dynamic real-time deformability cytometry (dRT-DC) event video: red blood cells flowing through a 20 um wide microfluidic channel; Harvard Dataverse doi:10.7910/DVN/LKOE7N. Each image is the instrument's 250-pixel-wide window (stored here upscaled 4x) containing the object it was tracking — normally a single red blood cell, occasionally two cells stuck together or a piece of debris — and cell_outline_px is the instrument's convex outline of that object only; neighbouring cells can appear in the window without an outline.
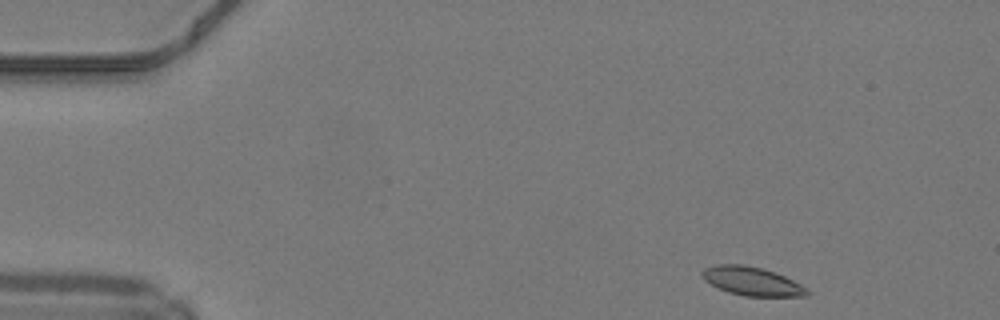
{"species": "common noctule bat (a hibernating species)", "species_latin": "Nyctalus noctula", "temperature_condition": "warm", "stored_images_in_passage": 44, "camera_frame_rate_fps": 3000, "um_per_image_px": 0.085, "animal": {"sex": "male", "body_mass_g": 19.2, "forearm_length_mm": 51.8}, "frame": {"image": 1, "passage_image": 1, "time_ms": 0.0, "image_size_px": [1000, 320], "cell_outline_px": [[808, 296], [744, 296], [728, 292], [704, 280], [700, 272], [704, 268], [716, 264], [744, 264], [760, 268], [784, 276], [800, 284], [808, 292]], "centroid_in_image_um": [63.86, 23.9], "position_along_channel_um": 21.1, "area_um2": 17.22}}
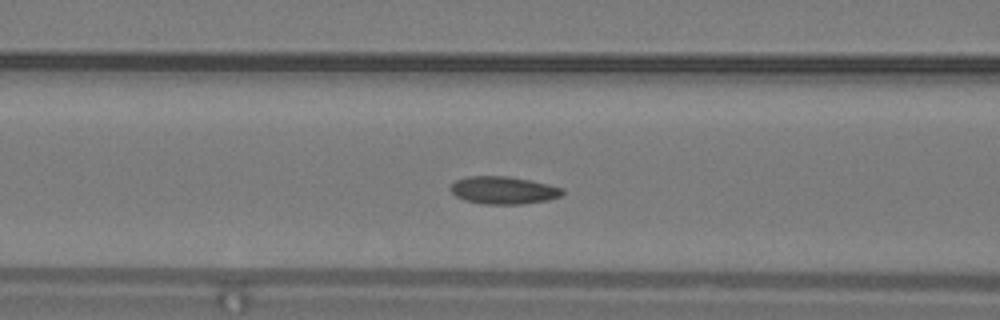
{"frame": {"image": 2, "passage_image": 15, "time_ms": 4.667, "image_size_px": [1000, 320], "cell_outline_px": [[564, 192], [560, 196], [548, 200], [524, 204], [484, 204], [464, 200], [456, 196], [448, 188], [456, 180], [468, 176], [508, 176], [528, 180], [564, 188]], "centroid_in_image_um": [42.77, 16.17], "position_along_channel_um": 123.8, "area_um2": 17.98}}
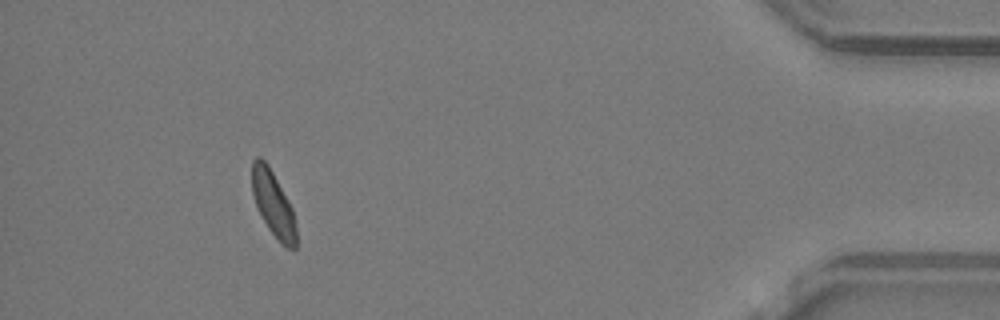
{"frame": {"image": 3, "passage_image": 40, "time_ms": 13.0, "image_size_px": [1000, 320], "cell_outline_px": [[296, 248], [288, 248], [280, 244], [268, 228], [256, 204], [252, 192], [252, 160], [256, 156], [260, 156], [268, 164], [288, 200], [292, 208], [296, 224]], "centroid_in_image_um": [23.22, 17.32], "position_along_channel_um": 412.0, "area_um2": 16.7}, "authors_computed_cell_mechanics": {"area_um2": 17.4267, "velocity_mm_per_s": 4.1975, "shape_relaxation_time_tau1_ms": null, "shape_relaxation_time_tau2_ms": 10.468, "deformation_change_tau1": null, "deformation_change_tau2": 0.175}}